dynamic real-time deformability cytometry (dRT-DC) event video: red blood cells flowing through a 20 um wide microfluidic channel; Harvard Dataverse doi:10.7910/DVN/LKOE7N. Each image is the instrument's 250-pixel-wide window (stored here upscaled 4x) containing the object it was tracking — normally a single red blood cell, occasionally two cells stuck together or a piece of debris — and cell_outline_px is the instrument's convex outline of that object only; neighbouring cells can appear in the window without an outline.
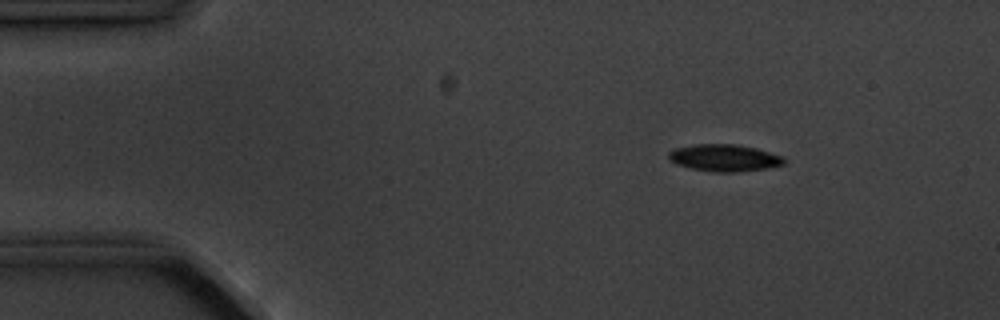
{"species": "common noctule bat (a hibernating species)", "species_latin": "Nyctalus noctula", "temperature_condition": "cold", "stored_images_in_passage": 3, "camera_frame_rate_fps": 3000, "um_per_image_px": 0.085, "animal": {"sex": "male", "body_mass_g": 20.1, "forearm_length_mm": 53.5}, "frame": {"image": 1, "passage_image": 1, "time_ms": 0.0, "image_size_px": [1000, 320], "cell_outline_px": [[788, 160], [784, 164], [768, 168], [736, 172], [716, 172], [692, 168], [676, 164], [668, 160], [668, 152], [676, 148], [692, 144], [736, 144], [756, 148], [784, 156]], "centroid_in_image_um": [61.59, 13.41], "position_along_channel_um": 23.4, "area_um2": 18.32}}